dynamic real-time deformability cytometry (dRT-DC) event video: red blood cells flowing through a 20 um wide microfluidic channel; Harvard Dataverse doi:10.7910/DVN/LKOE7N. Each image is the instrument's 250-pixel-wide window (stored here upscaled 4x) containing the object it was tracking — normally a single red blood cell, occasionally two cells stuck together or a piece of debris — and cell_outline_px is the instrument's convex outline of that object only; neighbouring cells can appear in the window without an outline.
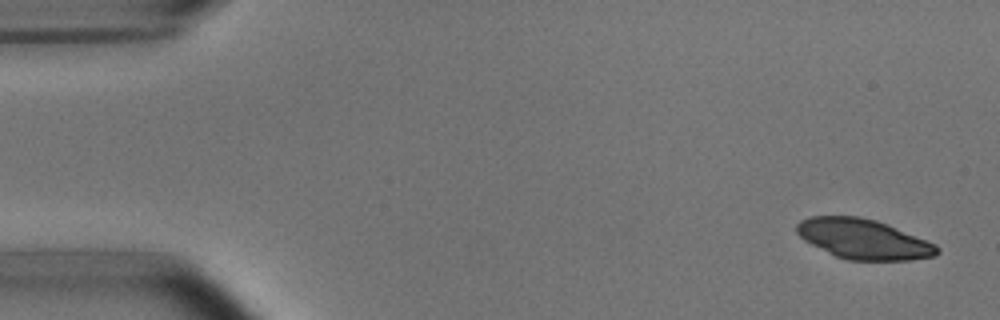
{"species": "common noctule bat (a hibernating species)", "species_latin": "Nyctalus noctula", "temperature_condition": "room temperature", "stored_images_in_passage": 4, "camera_frame_rate_fps": 3000, "um_per_image_px": 0.085, "animal": {"sex": "male", "body_mass_g": 15.6}, "frame": {"image": 1, "passage_image": 1, "time_ms": 0.0, "image_size_px": [1000, 320], "cell_outline_px": [[940, 252], [936, 256], [912, 260], [848, 260], [836, 256], [804, 240], [796, 232], [796, 224], [800, 220], [808, 216], [860, 216], [876, 220], [888, 224], [936, 244], [940, 248]], "centroid_in_image_um": [73.41, 20.31], "position_along_channel_um": 11.6, "area_um2": 32.77}}